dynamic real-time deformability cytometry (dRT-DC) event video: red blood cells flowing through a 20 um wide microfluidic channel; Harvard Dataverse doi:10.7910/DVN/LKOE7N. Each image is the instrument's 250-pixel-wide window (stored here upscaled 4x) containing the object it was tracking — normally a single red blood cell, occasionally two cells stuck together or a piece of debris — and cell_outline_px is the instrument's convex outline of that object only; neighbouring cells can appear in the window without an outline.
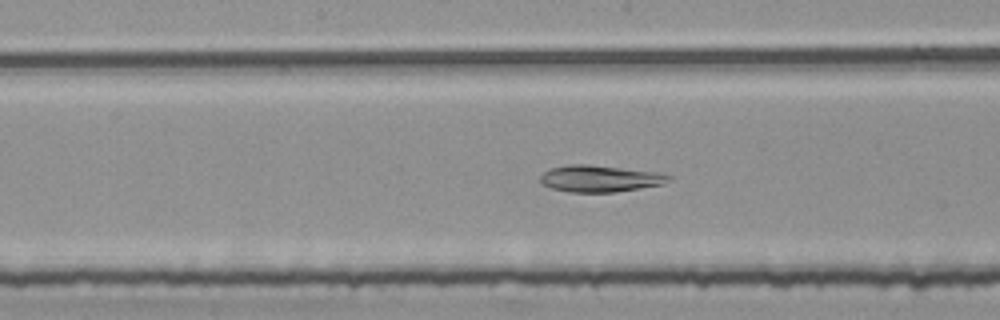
{"species": "common noctule bat (a hibernating species)", "species_latin": "Nyctalus noctula", "temperature_condition": "room temperature", "stored_images_in_passage": 53, "camera_frame_rate_fps": 3000, "um_per_image_px": 0.085, "animal": {"sex": "female", "body_mass_g": 25.1}, "frame": {"image": 1, "passage_image": 27, "time_ms": 8.667, "image_size_px": [1000, 320], "cell_outline_px": [[672, 180], [664, 184], [640, 188], [612, 192], [568, 192], [552, 188], [540, 184], [540, 176], [544, 172], [552, 168], [568, 164], [588, 164], [652, 172], [672, 176]], "centroid_in_image_um": [50.95, 15.19], "position_along_channel_um": 197.2, "area_um2": 19.77}}
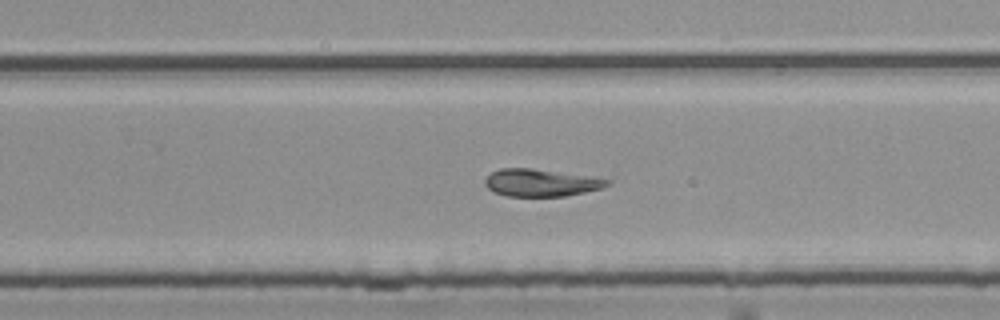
{"frame": {"image": 2, "passage_image": 34, "time_ms": 11.0, "image_size_px": [1000, 320], "cell_outline_px": [[612, 184], [600, 188], [584, 192], [564, 196], [508, 196], [492, 192], [484, 184], [484, 180], [492, 172], [500, 168], [532, 168], [612, 180]], "centroid_in_image_um": [45.94, 15.53], "position_along_channel_um": 283.9, "area_um2": 19.31}}
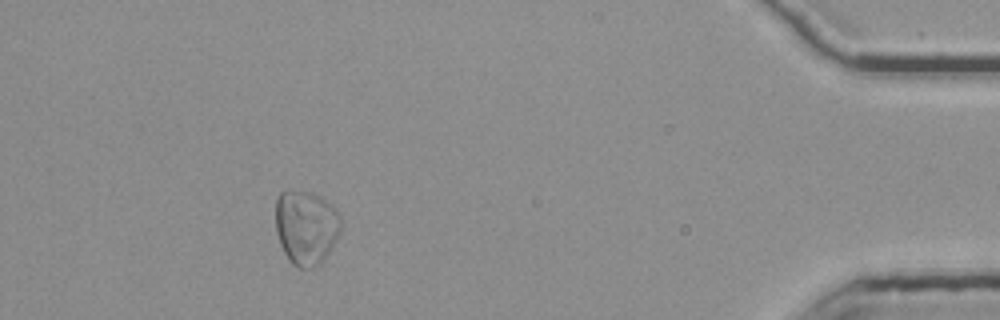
{"frame": {"image": 3, "passage_image": 49, "time_ms": 16.0, "image_size_px": [1000, 320], "cell_outline_px": [[340, 232], [336, 240], [324, 260], [320, 264], [312, 268], [300, 268], [292, 264], [288, 260], [280, 244], [276, 232], [276, 196], [280, 192], [312, 192], [320, 196], [340, 216]], "centroid_in_image_um": [25.99, 19.35], "position_along_channel_um": 409.2, "area_um2": 28.09}}